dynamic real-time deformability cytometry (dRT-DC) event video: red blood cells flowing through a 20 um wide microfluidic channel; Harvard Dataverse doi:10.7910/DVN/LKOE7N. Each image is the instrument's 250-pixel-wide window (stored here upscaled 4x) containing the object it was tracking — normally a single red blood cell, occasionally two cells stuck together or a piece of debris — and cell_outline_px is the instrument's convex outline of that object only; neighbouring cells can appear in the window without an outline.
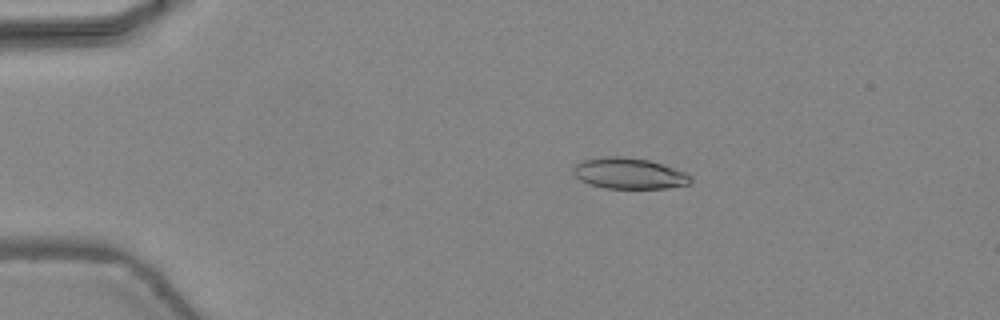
{"species": "common noctule bat (a hibernating species)", "species_latin": "Nyctalus noctula", "temperature_condition": "warm", "stored_images_in_passage": 46, "camera_frame_rate_fps": 3000, "um_per_image_px": 0.085, "animal": {"sex": "female", "body_mass_g": 24.6, "forearm_length_mm": 56.2}, "frame": {"image": 1, "passage_image": 9, "time_ms": 2.667, "image_size_px": [1000, 320], "cell_outline_px": [[692, 180], [688, 184], [668, 188], [604, 188], [588, 184], [580, 180], [572, 172], [572, 168], [576, 164], [584, 160], [604, 156], [620, 156], [648, 160], [684, 172], [692, 176]], "centroid_in_image_um": [53.43, 14.75], "position_along_channel_um": 31.6, "area_um2": 21.04}}
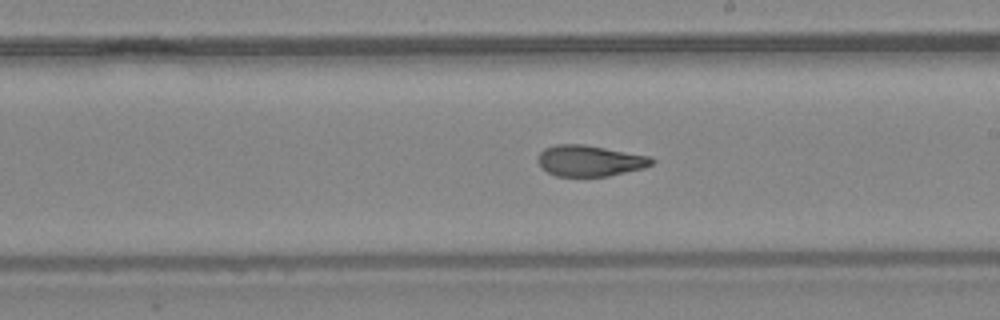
{"frame": {"image": 2, "passage_image": 27, "time_ms": 8.667, "image_size_px": [1000, 320], "cell_outline_px": [[656, 160], [652, 164], [644, 168], [608, 176], [556, 176], [548, 172], [536, 160], [536, 156], [544, 148], [556, 144], [584, 144], [652, 156]], "centroid_in_image_um": [50.15, 13.65], "position_along_channel_um": 238.9, "area_um2": 20.75}}
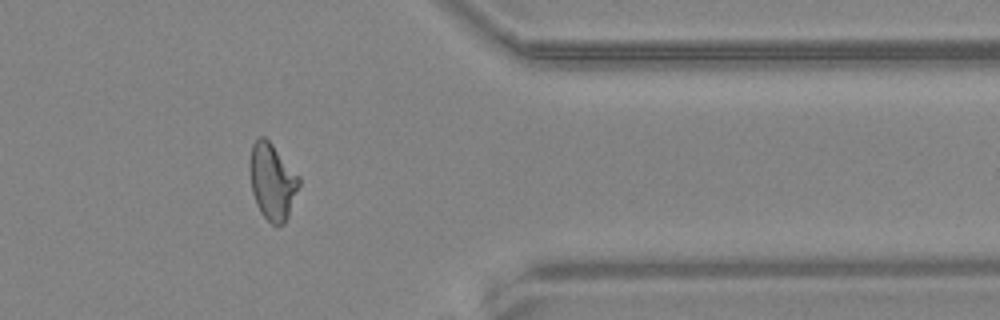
{"frame": {"image": 3, "passage_image": 38, "time_ms": 12.333, "image_size_px": [1000, 320], "cell_outline_px": [[300, 184], [288, 216], [284, 224], [276, 228], [260, 212], [256, 204], [252, 192], [248, 168], [252, 144], [260, 136], [264, 136], [272, 144], [300, 176]], "centroid_in_image_um": [23.13, 15.44], "position_along_channel_um": 388.3, "area_um2": 22.14}, "authors_computed_cell_mechanics": {"area_um2": 21.4149, "velocity_mm_per_s": 4.4747, "shape_relaxation_time_tau1_ms": 10.1331, "shape_relaxation_time_tau2_ms": 1.8772, "deformation_change_tau1": 0.2879, "deformation_change_tau2": 0.0903}}